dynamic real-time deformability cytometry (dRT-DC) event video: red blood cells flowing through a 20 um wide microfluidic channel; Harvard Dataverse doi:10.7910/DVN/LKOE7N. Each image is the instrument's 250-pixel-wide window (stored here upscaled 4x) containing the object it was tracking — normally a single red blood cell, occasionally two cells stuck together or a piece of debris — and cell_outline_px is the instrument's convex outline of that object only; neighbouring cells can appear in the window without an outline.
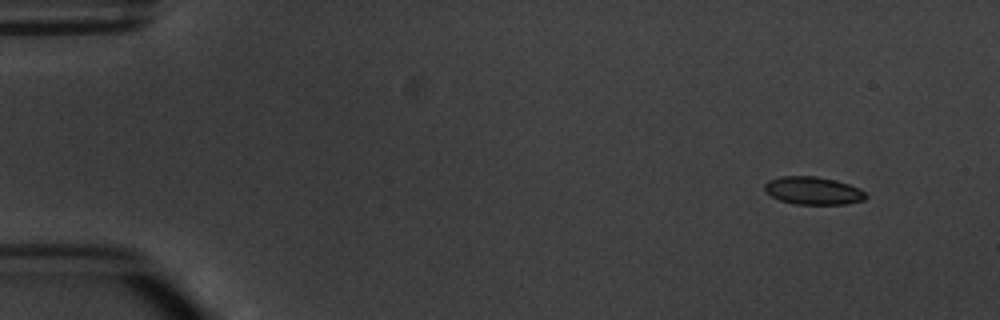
{"species": "common noctule bat (a hibernating species)", "species_latin": "Nyctalus noctula", "temperature_condition": "warm", "stored_images_in_passage": 5, "segment_of_instrument_passage": [1, 2], "camera_frame_rate_fps": 3000, "um_per_image_px": 0.085, "animal": {"sex": "male", "body_mass_g": 20.1, "forearm_length_mm": 53.5}, "frame": {"image": 1, "passage_image": 1, "time_ms": 0.0, "image_size_px": [1000, 320], "cell_outline_px": [[868, 196], [864, 200], [844, 204], [796, 204], [780, 200], [764, 192], [764, 184], [768, 180], [780, 176], [816, 176], [836, 180], [860, 188]], "centroid_in_image_um": [69.1, 16.2], "position_along_channel_um": 15.9, "area_um2": 16.47}}
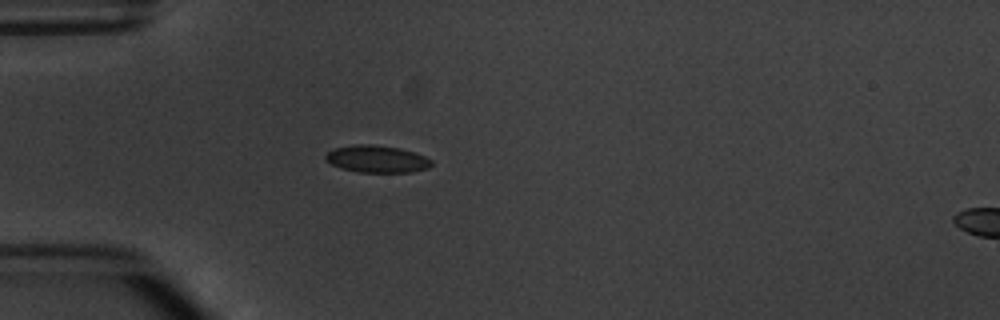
{"frame": {"image": 2, "passage_image": 4, "time_ms": 3.667, "image_size_px": [1000, 320], "cell_outline_px": [[432, 164], [428, 168], [412, 172], [360, 172], [340, 168], [324, 160], [324, 156], [332, 148], [356, 144], [372, 144], [400, 148], [416, 152], [432, 160]], "centroid_in_image_um": [32.02, 13.5], "position_along_channel_um": 53.0, "area_um2": 16.94}}